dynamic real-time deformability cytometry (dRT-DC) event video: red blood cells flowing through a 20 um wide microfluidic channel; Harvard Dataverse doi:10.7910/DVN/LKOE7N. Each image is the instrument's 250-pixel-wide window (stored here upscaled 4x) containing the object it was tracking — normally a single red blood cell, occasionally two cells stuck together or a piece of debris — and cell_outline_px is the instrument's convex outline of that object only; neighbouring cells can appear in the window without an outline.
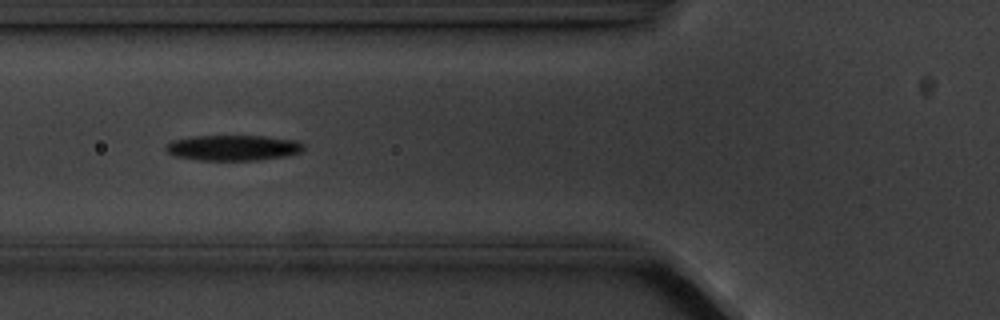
{"species": "common noctule bat (a hibernating species)", "species_latin": "Nyctalus noctula", "temperature_condition": "cold", "stored_images_in_passage": 10, "camera_frame_rate_fps": 3000, "um_per_image_px": 0.085, "animal": {"sex": "male", "body_mass_g": 20.1, "forearm_length_mm": 53.5}, "frame": {"image": 1, "passage_image": 5, "time_ms": 4.667, "image_size_px": [1000, 320], "cell_outline_px": [[304, 148], [300, 152], [288, 156], [260, 160], [196, 160], [172, 156], [164, 148], [172, 140], [192, 136], [264, 136], [296, 140], [304, 144]], "centroid_in_image_um": [19.81, 12.57], "position_along_channel_um": 106.0, "area_um2": 20.69}}